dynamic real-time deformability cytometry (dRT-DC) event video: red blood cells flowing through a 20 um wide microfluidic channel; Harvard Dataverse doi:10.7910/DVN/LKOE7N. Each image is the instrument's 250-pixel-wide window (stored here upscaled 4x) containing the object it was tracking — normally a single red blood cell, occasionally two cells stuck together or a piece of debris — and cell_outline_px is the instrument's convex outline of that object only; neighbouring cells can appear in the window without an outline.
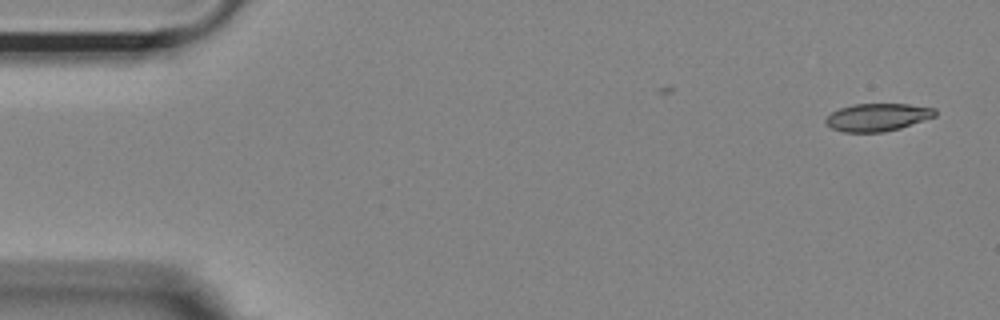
{"species": "Egyptian fruit bat (a non-hibernating species)", "species_latin": "Rousettus aegyptiacus", "temperature_condition": "room temperature", "stored_images_in_passage": 8, "camera_frame_rate_fps": 3000, "um_per_image_px": 0.085, "animal": {"sex": "female"}, "frame": {"image": 1, "passage_image": 1, "time_ms": 0.0, "image_size_px": [1000, 320], "cell_outline_px": [[936, 116], [900, 128], [884, 132], [844, 132], [832, 128], [824, 120], [832, 112], [840, 108], [852, 104], [908, 104], [936, 108]], "centroid_in_image_um": [74.6, 9.96], "position_along_channel_um": 10.4, "area_um2": 17.57}}